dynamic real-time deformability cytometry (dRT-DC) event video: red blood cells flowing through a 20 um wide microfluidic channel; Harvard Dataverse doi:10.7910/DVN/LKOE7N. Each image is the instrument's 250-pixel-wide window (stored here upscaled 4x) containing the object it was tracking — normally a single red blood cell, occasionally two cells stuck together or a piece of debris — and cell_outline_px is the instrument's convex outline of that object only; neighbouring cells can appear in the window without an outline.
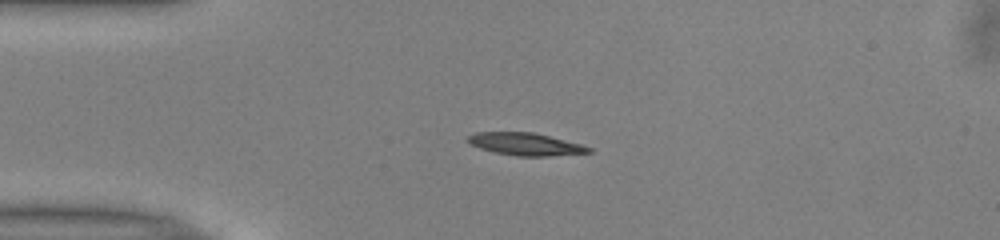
{"species": "common noctule bat (a hibernating species)", "species_latin": "Nyctalus noctula", "temperature_condition": "warm", "stored_images_in_passage": 40, "camera_frame_rate_fps": 3000, "um_per_image_px": 0.085, "animal": {"sex": "male", "body_mass_g": 13.0, "forearm_length_mm": 53.1}, "frame": {"image": 1, "passage_image": 1, "time_ms": 0.0, "image_size_px": [1000, 240], "cell_outline_px": [[592, 152], [552, 156], [516, 156], [492, 152], [468, 144], [464, 140], [468, 136], [476, 132], [532, 132], [580, 144], [592, 148]], "centroid_in_image_um": [44.59, 12.26], "position_along_channel_um": 40.4, "area_um2": 15.9}}
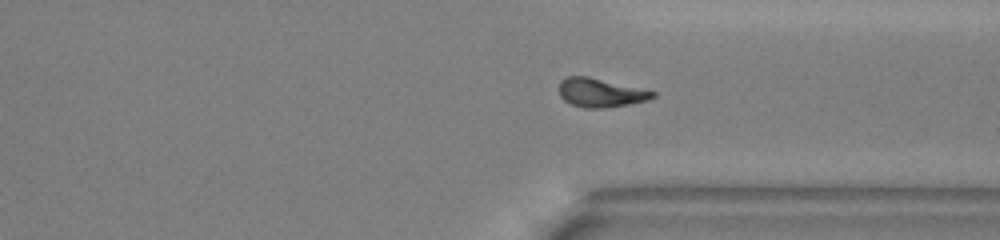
{"frame": {"image": 2, "passage_image": 27, "time_ms": 8.667, "image_size_px": [1000, 240], "cell_outline_px": [[656, 96], [648, 100], [608, 108], [584, 108], [572, 104], [564, 100], [560, 96], [560, 80], [568, 76], [588, 76], [656, 92]], "centroid_in_image_um": [51.04, 7.88], "position_along_channel_um": 360.4, "area_um2": 15.61}}
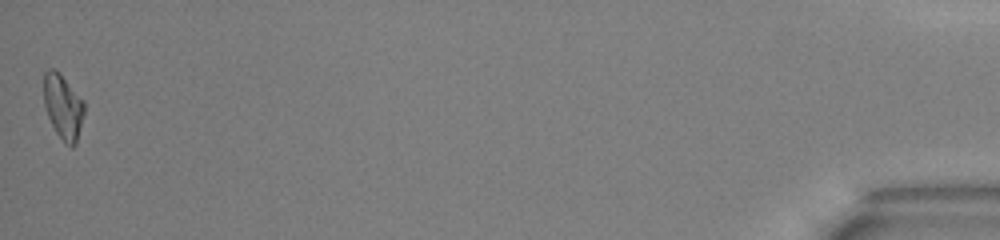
{"frame": {"image": 3, "passage_image": 40, "time_ms": 13.0, "image_size_px": [1000, 240], "cell_outline_px": [[84, 112], [76, 144], [72, 148], [64, 144], [56, 132], [48, 116], [44, 104], [44, 72], [48, 68], [56, 68], [60, 72], [84, 100]], "centroid_in_image_um": [5.36, 9.05], "position_along_channel_um": 429.8, "area_um2": 15.49}, "authors_computed_cell_mechanics": {"area_um2": 15.7216, "velocity_mm_per_s": 3.9897, "shape_relaxation_time_tau1_ms": 4.7556, "shape_relaxation_time_tau2_ms": 10.0356, "deformation_change_tau1": 0.1917, "deformation_change_tau2": 0.2091}}